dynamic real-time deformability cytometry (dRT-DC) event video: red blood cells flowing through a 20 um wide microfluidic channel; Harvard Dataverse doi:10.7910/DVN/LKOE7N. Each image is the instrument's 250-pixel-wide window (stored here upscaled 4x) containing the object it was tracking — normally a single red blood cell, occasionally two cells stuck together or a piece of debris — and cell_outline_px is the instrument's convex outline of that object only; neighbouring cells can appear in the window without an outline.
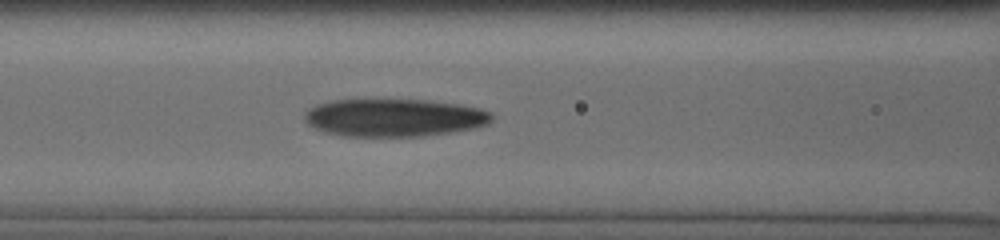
{"species": "human", "species_latin": "Homo sapiens", "temperature_condition": "cold", "stored_images_in_passage": 15, "camera_frame_rate_fps": 3000, "um_per_image_px": 0.085, "donor": {"sex": "male"}, "frame": {"image": 1, "passage_image": 13, "time_ms": 3.0, "image_size_px": [1000, 240], "cell_outline_px": [[492, 120], [488, 124], [476, 128], [452, 132], [424, 136], [340, 136], [324, 132], [308, 124], [304, 120], [304, 112], [316, 104], [336, 100], [424, 100], [456, 104], [480, 108], [492, 112]], "centroid_in_image_um": [33.51, 10.01], "position_along_channel_um": 133.1, "area_um2": 41.27}}